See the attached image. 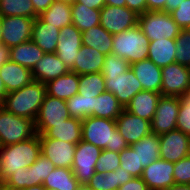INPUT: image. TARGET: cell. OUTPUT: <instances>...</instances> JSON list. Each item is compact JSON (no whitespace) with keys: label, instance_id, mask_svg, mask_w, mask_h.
Returning <instances> with one entry per match:
<instances>
[{"label":"cell","instance_id":"obj_1","mask_svg":"<svg viewBox=\"0 0 190 190\" xmlns=\"http://www.w3.org/2000/svg\"><path fill=\"white\" fill-rule=\"evenodd\" d=\"M41 155L39 134L16 144L0 146V181L30 167Z\"/></svg>","mask_w":190,"mask_h":190},{"label":"cell","instance_id":"obj_2","mask_svg":"<svg viewBox=\"0 0 190 190\" xmlns=\"http://www.w3.org/2000/svg\"><path fill=\"white\" fill-rule=\"evenodd\" d=\"M82 140L101 150L120 153L129 145L116 127V121L89 116L82 120Z\"/></svg>","mask_w":190,"mask_h":190},{"label":"cell","instance_id":"obj_3","mask_svg":"<svg viewBox=\"0 0 190 190\" xmlns=\"http://www.w3.org/2000/svg\"><path fill=\"white\" fill-rule=\"evenodd\" d=\"M46 95V85L33 80L23 88L7 93L2 107L10 113L35 122Z\"/></svg>","mask_w":190,"mask_h":190},{"label":"cell","instance_id":"obj_4","mask_svg":"<svg viewBox=\"0 0 190 190\" xmlns=\"http://www.w3.org/2000/svg\"><path fill=\"white\" fill-rule=\"evenodd\" d=\"M149 39L138 25L121 33L113 34L112 53L132 63L148 59Z\"/></svg>","mask_w":190,"mask_h":190},{"label":"cell","instance_id":"obj_5","mask_svg":"<svg viewBox=\"0 0 190 190\" xmlns=\"http://www.w3.org/2000/svg\"><path fill=\"white\" fill-rule=\"evenodd\" d=\"M137 25L149 41L176 39L181 31L171 15L165 11H146L138 15Z\"/></svg>","mask_w":190,"mask_h":190},{"label":"cell","instance_id":"obj_6","mask_svg":"<svg viewBox=\"0 0 190 190\" xmlns=\"http://www.w3.org/2000/svg\"><path fill=\"white\" fill-rule=\"evenodd\" d=\"M36 135L35 122L0 109V146L30 139Z\"/></svg>","mask_w":190,"mask_h":190},{"label":"cell","instance_id":"obj_7","mask_svg":"<svg viewBox=\"0 0 190 190\" xmlns=\"http://www.w3.org/2000/svg\"><path fill=\"white\" fill-rule=\"evenodd\" d=\"M180 102L181 97L168 95L160 96L156 112L150 122L151 132L162 135L169 131L176 130Z\"/></svg>","mask_w":190,"mask_h":190},{"label":"cell","instance_id":"obj_8","mask_svg":"<svg viewBox=\"0 0 190 190\" xmlns=\"http://www.w3.org/2000/svg\"><path fill=\"white\" fill-rule=\"evenodd\" d=\"M101 151L94 144L87 143L83 140L76 144L71 169L80 184H86L95 174V166Z\"/></svg>","mask_w":190,"mask_h":190},{"label":"cell","instance_id":"obj_9","mask_svg":"<svg viewBox=\"0 0 190 190\" xmlns=\"http://www.w3.org/2000/svg\"><path fill=\"white\" fill-rule=\"evenodd\" d=\"M70 117L66 100L46 95L35 120L36 134L43 135L52 124H59Z\"/></svg>","mask_w":190,"mask_h":190},{"label":"cell","instance_id":"obj_10","mask_svg":"<svg viewBox=\"0 0 190 190\" xmlns=\"http://www.w3.org/2000/svg\"><path fill=\"white\" fill-rule=\"evenodd\" d=\"M105 79V89L115 95L118 102L125 108L130 100L142 90V85L129 68L122 75H103Z\"/></svg>","mask_w":190,"mask_h":190},{"label":"cell","instance_id":"obj_11","mask_svg":"<svg viewBox=\"0 0 190 190\" xmlns=\"http://www.w3.org/2000/svg\"><path fill=\"white\" fill-rule=\"evenodd\" d=\"M161 95L184 97L190 87V67L179 63L161 67Z\"/></svg>","mask_w":190,"mask_h":190},{"label":"cell","instance_id":"obj_12","mask_svg":"<svg viewBox=\"0 0 190 190\" xmlns=\"http://www.w3.org/2000/svg\"><path fill=\"white\" fill-rule=\"evenodd\" d=\"M34 21L23 16L1 17L2 43L11 48L31 40Z\"/></svg>","mask_w":190,"mask_h":190},{"label":"cell","instance_id":"obj_13","mask_svg":"<svg viewBox=\"0 0 190 190\" xmlns=\"http://www.w3.org/2000/svg\"><path fill=\"white\" fill-rule=\"evenodd\" d=\"M100 25L112 35L137 25L138 15L128 7L105 5L100 9Z\"/></svg>","mask_w":190,"mask_h":190},{"label":"cell","instance_id":"obj_14","mask_svg":"<svg viewBox=\"0 0 190 190\" xmlns=\"http://www.w3.org/2000/svg\"><path fill=\"white\" fill-rule=\"evenodd\" d=\"M160 158L169 162H178L190 155V136L182 131L173 130L159 135Z\"/></svg>","mask_w":190,"mask_h":190},{"label":"cell","instance_id":"obj_15","mask_svg":"<svg viewBox=\"0 0 190 190\" xmlns=\"http://www.w3.org/2000/svg\"><path fill=\"white\" fill-rule=\"evenodd\" d=\"M81 46L82 32L75 25H66L60 29L55 53L69 70L74 67Z\"/></svg>","mask_w":190,"mask_h":190},{"label":"cell","instance_id":"obj_16","mask_svg":"<svg viewBox=\"0 0 190 190\" xmlns=\"http://www.w3.org/2000/svg\"><path fill=\"white\" fill-rule=\"evenodd\" d=\"M41 154L51 161L55 167L70 168L73 165L76 144L66 141L40 138Z\"/></svg>","mask_w":190,"mask_h":190},{"label":"cell","instance_id":"obj_17","mask_svg":"<svg viewBox=\"0 0 190 190\" xmlns=\"http://www.w3.org/2000/svg\"><path fill=\"white\" fill-rule=\"evenodd\" d=\"M115 121L117 130L129 146L137 143L143 136L151 132L150 121L133 115L125 109H123Z\"/></svg>","mask_w":190,"mask_h":190},{"label":"cell","instance_id":"obj_18","mask_svg":"<svg viewBox=\"0 0 190 190\" xmlns=\"http://www.w3.org/2000/svg\"><path fill=\"white\" fill-rule=\"evenodd\" d=\"M174 163L163 159L156 160L144 168L141 176L149 190H165L175 184Z\"/></svg>","mask_w":190,"mask_h":190},{"label":"cell","instance_id":"obj_19","mask_svg":"<svg viewBox=\"0 0 190 190\" xmlns=\"http://www.w3.org/2000/svg\"><path fill=\"white\" fill-rule=\"evenodd\" d=\"M56 53H45L31 70L33 80L44 84L69 72Z\"/></svg>","mask_w":190,"mask_h":190},{"label":"cell","instance_id":"obj_20","mask_svg":"<svg viewBox=\"0 0 190 190\" xmlns=\"http://www.w3.org/2000/svg\"><path fill=\"white\" fill-rule=\"evenodd\" d=\"M130 68L142 85V90L161 93L162 71L150 59L132 63Z\"/></svg>","mask_w":190,"mask_h":190},{"label":"cell","instance_id":"obj_21","mask_svg":"<svg viewBox=\"0 0 190 190\" xmlns=\"http://www.w3.org/2000/svg\"><path fill=\"white\" fill-rule=\"evenodd\" d=\"M0 77L7 93L23 88L33 81L31 70L9 60L0 67Z\"/></svg>","mask_w":190,"mask_h":190},{"label":"cell","instance_id":"obj_22","mask_svg":"<svg viewBox=\"0 0 190 190\" xmlns=\"http://www.w3.org/2000/svg\"><path fill=\"white\" fill-rule=\"evenodd\" d=\"M160 96L161 93L141 90L130 100L124 109L133 115L151 122Z\"/></svg>","mask_w":190,"mask_h":190},{"label":"cell","instance_id":"obj_23","mask_svg":"<svg viewBox=\"0 0 190 190\" xmlns=\"http://www.w3.org/2000/svg\"><path fill=\"white\" fill-rule=\"evenodd\" d=\"M39 138H52L66 141L71 144H77L82 140V120L69 117L64 122L52 124Z\"/></svg>","mask_w":190,"mask_h":190},{"label":"cell","instance_id":"obj_24","mask_svg":"<svg viewBox=\"0 0 190 190\" xmlns=\"http://www.w3.org/2000/svg\"><path fill=\"white\" fill-rule=\"evenodd\" d=\"M104 61V54L96 49L82 45L76 57L74 67L70 71L76 72L78 75L101 73Z\"/></svg>","mask_w":190,"mask_h":190},{"label":"cell","instance_id":"obj_25","mask_svg":"<svg viewBox=\"0 0 190 190\" xmlns=\"http://www.w3.org/2000/svg\"><path fill=\"white\" fill-rule=\"evenodd\" d=\"M79 78L76 72L69 71L58 78L47 82V95L68 100L79 92Z\"/></svg>","mask_w":190,"mask_h":190},{"label":"cell","instance_id":"obj_26","mask_svg":"<svg viewBox=\"0 0 190 190\" xmlns=\"http://www.w3.org/2000/svg\"><path fill=\"white\" fill-rule=\"evenodd\" d=\"M60 29L35 18L31 40L45 53H55Z\"/></svg>","mask_w":190,"mask_h":190},{"label":"cell","instance_id":"obj_27","mask_svg":"<svg viewBox=\"0 0 190 190\" xmlns=\"http://www.w3.org/2000/svg\"><path fill=\"white\" fill-rule=\"evenodd\" d=\"M176 39L150 41L148 59L156 66L164 67L176 62Z\"/></svg>","mask_w":190,"mask_h":190},{"label":"cell","instance_id":"obj_28","mask_svg":"<svg viewBox=\"0 0 190 190\" xmlns=\"http://www.w3.org/2000/svg\"><path fill=\"white\" fill-rule=\"evenodd\" d=\"M45 55L32 40L20 43L10 48V60L30 70Z\"/></svg>","mask_w":190,"mask_h":190},{"label":"cell","instance_id":"obj_29","mask_svg":"<svg viewBox=\"0 0 190 190\" xmlns=\"http://www.w3.org/2000/svg\"><path fill=\"white\" fill-rule=\"evenodd\" d=\"M82 45L96 49L106 56L112 53L113 35L99 24L82 33Z\"/></svg>","mask_w":190,"mask_h":190},{"label":"cell","instance_id":"obj_30","mask_svg":"<svg viewBox=\"0 0 190 190\" xmlns=\"http://www.w3.org/2000/svg\"><path fill=\"white\" fill-rule=\"evenodd\" d=\"M137 151V156L143 168L160 159L159 135L150 132L143 136L137 143L131 145Z\"/></svg>","mask_w":190,"mask_h":190},{"label":"cell","instance_id":"obj_31","mask_svg":"<svg viewBox=\"0 0 190 190\" xmlns=\"http://www.w3.org/2000/svg\"><path fill=\"white\" fill-rule=\"evenodd\" d=\"M43 22L58 29L72 24L71 4L55 0L51 6L38 16Z\"/></svg>","mask_w":190,"mask_h":190},{"label":"cell","instance_id":"obj_32","mask_svg":"<svg viewBox=\"0 0 190 190\" xmlns=\"http://www.w3.org/2000/svg\"><path fill=\"white\" fill-rule=\"evenodd\" d=\"M93 107L94 117L110 120H116L124 109L115 95L109 91H104L97 97H94Z\"/></svg>","mask_w":190,"mask_h":190},{"label":"cell","instance_id":"obj_33","mask_svg":"<svg viewBox=\"0 0 190 190\" xmlns=\"http://www.w3.org/2000/svg\"><path fill=\"white\" fill-rule=\"evenodd\" d=\"M72 24L82 33L100 24V10L88 8L76 1L71 4Z\"/></svg>","mask_w":190,"mask_h":190},{"label":"cell","instance_id":"obj_34","mask_svg":"<svg viewBox=\"0 0 190 190\" xmlns=\"http://www.w3.org/2000/svg\"><path fill=\"white\" fill-rule=\"evenodd\" d=\"M42 185L47 189L77 190L80 183L74 176L72 169L56 167L46 177Z\"/></svg>","mask_w":190,"mask_h":190},{"label":"cell","instance_id":"obj_35","mask_svg":"<svg viewBox=\"0 0 190 190\" xmlns=\"http://www.w3.org/2000/svg\"><path fill=\"white\" fill-rule=\"evenodd\" d=\"M0 16L38 17L31 0H0Z\"/></svg>","mask_w":190,"mask_h":190},{"label":"cell","instance_id":"obj_36","mask_svg":"<svg viewBox=\"0 0 190 190\" xmlns=\"http://www.w3.org/2000/svg\"><path fill=\"white\" fill-rule=\"evenodd\" d=\"M70 117L84 120L89 116H93V96H83L79 93L66 100Z\"/></svg>","mask_w":190,"mask_h":190},{"label":"cell","instance_id":"obj_37","mask_svg":"<svg viewBox=\"0 0 190 190\" xmlns=\"http://www.w3.org/2000/svg\"><path fill=\"white\" fill-rule=\"evenodd\" d=\"M106 91L105 79L102 73H91L80 75L79 94L83 96L97 97L100 93Z\"/></svg>","mask_w":190,"mask_h":190},{"label":"cell","instance_id":"obj_38","mask_svg":"<svg viewBox=\"0 0 190 190\" xmlns=\"http://www.w3.org/2000/svg\"><path fill=\"white\" fill-rule=\"evenodd\" d=\"M55 165L42 154L28 167L31 176V186L42 185L46 177L55 169Z\"/></svg>","mask_w":190,"mask_h":190},{"label":"cell","instance_id":"obj_39","mask_svg":"<svg viewBox=\"0 0 190 190\" xmlns=\"http://www.w3.org/2000/svg\"><path fill=\"white\" fill-rule=\"evenodd\" d=\"M120 167L128 171L133 177H141L143 174V166L135 151L131 146H128L119 153Z\"/></svg>","mask_w":190,"mask_h":190},{"label":"cell","instance_id":"obj_40","mask_svg":"<svg viewBox=\"0 0 190 190\" xmlns=\"http://www.w3.org/2000/svg\"><path fill=\"white\" fill-rule=\"evenodd\" d=\"M117 169L109 173L95 174L86 183L93 190H117L118 189Z\"/></svg>","mask_w":190,"mask_h":190},{"label":"cell","instance_id":"obj_41","mask_svg":"<svg viewBox=\"0 0 190 190\" xmlns=\"http://www.w3.org/2000/svg\"><path fill=\"white\" fill-rule=\"evenodd\" d=\"M176 45V63L190 67V29H181Z\"/></svg>","mask_w":190,"mask_h":190},{"label":"cell","instance_id":"obj_42","mask_svg":"<svg viewBox=\"0 0 190 190\" xmlns=\"http://www.w3.org/2000/svg\"><path fill=\"white\" fill-rule=\"evenodd\" d=\"M119 153L102 150L95 166V172L109 173L120 167Z\"/></svg>","mask_w":190,"mask_h":190},{"label":"cell","instance_id":"obj_43","mask_svg":"<svg viewBox=\"0 0 190 190\" xmlns=\"http://www.w3.org/2000/svg\"><path fill=\"white\" fill-rule=\"evenodd\" d=\"M130 68V64L116 54H108L105 56L104 65L102 67V75H122Z\"/></svg>","mask_w":190,"mask_h":190},{"label":"cell","instance_id":"obj_44","mask_svg":"<svg viewBox=\"0 0 190 190\" xmlns=\"http://www.w3.org/2000/svg\"><path fill=\"white\" fill-rule=\"evenodd\" d=\"M173 169L175 184H190V155L175 162Z\"/></svg>","mask_w":190,"mask_h":190},{"label":"cell","instance_id":"obj_45","mask_svg":"<svg viewBox=\"0 0 190 190\" xmlns=\"http://www.w3.org/2000/svg\"><path fill=\"white\" fill-rule=\"evenodd\" d=\"M181 29H190V0H185L179 7L169 13Z\"/></svg>","mask_w":190,"mask_h":190},{"label":"cell","instance_id":"obj_46","mask_svg":"<svg viewBox=\"0 0 190 190\" xmlns=\"http://www.w3.org/2000/svg\"><path fill=\"white\" fill-rule=\"evenodd\" d=\"M176 130L190 136V101L181 97Z\"/></svg>","mask_w":190,"mask_h":190},{"label":"cell","instance_id":"obj_47","mask_svg":"<svg viewBox=\"0 0 190 190\" xmlns=\"http://www.w3.org/2000/svg\"><path fill=\"white\" fill-rule=\"evenodd\" d=\"M4 182L12 187L23 190L31 186L30 171L28 168H22V170L11 174Z\"/></svg>","mask_w":190,"mask_h":190},{"label":"cell","instance_id":"obj_48","mask_svg":"<svg viewBox=\"0 0 190 190\" xmlns=\"http://www.w3.org/2000/svg\"><path fill=\"white\" fill-rule=\"evenodd\" d=\"M117 190H149V188L141 177H133L127 183L121 185Z\"/></svg>","mask_w":190,"mask_h":190},{"label":"cell","instance_id":"obj_49","mask_svg":"<svg viewBox=\"0 0 190 190\" xmlns=\"http://www.w3.org/2000/svg\"><path fill=\"white\" fill-rule=\"evenodd\" d=\"M126 7L134 11L137 15L144 14L147 11L146 0H125Z\"/></svg>","mask_w":190,"mask_h":190},{"label":"cell","instance_id":"obj_50","mask_svg":"<svg viewBox=\"0 0 190 190\" xmlns=\"http://www.w3.org/2000/svg\"><path fill=\"white\" fill-rule=\"evenodd\" d=\"M35 13L39 16L47 10L55 0H31Z\"/></svg>","mask_w":190,"mask_h":190},{"label":"cell","instance_id":"obj_51","mask_svg":"<svg viewBox=\"0 0 190 190\" xmlns=\"http://www.w3.org/2000/svg\"><path fill=\"white\" fill-rule=\"evenodd\" d=\"M147 11H165L166 12V0H146Z\"/></svg>","mask_w":190,"mask_h":190},{"label":"cell","instance_id":"obj_52","mask_svg":"<svg viewBox=\"0 0 190 190\" xmlns=\"http://www.w3.org/2000/svg\"><path fill=\"white\" fill-rule=\"evenodd\" d=\"M117 178H118V188L121 186V185H124L125 183H127L130 179L133 178V176L128 172L126 171L124 168H117Z\"/></svg>","mask_w":190,"mask_h":190},{"label":"cell","instance_id":"obj_53","mask_svg":"<svg viewBox=\"0 0 190 190\" xmlns=\"http://www.w3.org/2000/svg\"><path fill=\"white\" fill-rule=\"evenodd\" d=\"M88 8L100 10L105 6V0H77Z\"/></svg>","mask_w":190,"mask_h":190},{"label":"cell","instance_id":"obj_54","mask_svg":"<svg viewBox=\"0 0 190 190\" xmlns=\"http://www.w3.org/2000/svg\"><path fill=\"white\" fill-rule=\"evenodd\" d=\"M10 60V47L0 44V67Z\"/></svg>","mask_w":190,"mask_h":190},{"label":"cell","instance_id":"obj_55","mask_svg":"<svg viewBox=\"0 0 190 190\" xmlns=\"http://www.w3.org/2000/svg\"><path fill=\"white\" fill-rule=\"evenodd\" d=\"M183 1L185 0H166V12L170 13L171 11L177 9Z\"/></svg>","mask_w":190,"mask_h":190},{"label":"cell","instance_id":"obj_56","mask_svg":"<svg viewBox=\"0 0 190 190\" xmlns=\"http://www.w3.org/2000/svg\"><path fill=\"white\" fill-rule=\"evenodd\" d=\"M105 5L116 6V7H125V0H105Z\"/></svg>","mask_w":190,"mask_h":190},{"label":"cell","instance_id":"obj_57","mask_svg":"<svg viewBox=\"0 0 190 190\" xmlns=\"http://www.w3.org/2000/svg\"><path fill=\"white\" fill-rule=\"evenodd\" d=\"M165 190H190V184H173Z\"/></svg>","mask_w":190,"mask_h":190},{"label":"cell","instance_id":"obj_58","mask_svg":"<svg viewBox=\"0 0 190 190\" xmlns=\"http://www.w3.org/2000/svg\"><path fill=\"white\" fill-rule=\"evenodd\" d=\"M7 94L6 88L4 86V83L0 77V99L3 101L5 96Z\"/></svg>","mask_w":190,"mask_h":190},{"label":"cell","instance_id":"obj_59","mask_svg":"<svg viewBox=\"0 0 190 190\" xmlns=\"http://www.w3.org/2000/svg\"><path fill=\"white\" fill-rule=\"evenodd\" d=\"M0 190H21V189H17L15 187L8 185L4 181H0Z\"/></svg>","mask_w":190,"mask_h":190},{"label":"cell","instance_id":"obj_60","mask_svg":"<svg viewBox=\"0 0 190 190\" xmlns=\"http://www.w3.org/2000/svg\"><path fill=\"white\" fill-rule=\"evenodd\" d=\"M23 190H45V187L43 185H35V186L26 187Z\"/></svg>","mask_w":190,"mask_h":190},{"label":"cell","instance_id":"obj_61","mask_svg":"<svg viewBox=\"0 0 190 190\" xmlns=\"http://www.w3.org/2000/svg\"><path fill=\"white\" fill-rule=\"evenodd\" d=\"M77 190H93L87 184H80Z\"/></svg>","mask_w":190,"mask_h":190},{"label":"cell","instance_id":"obj_62","mask_svg":"<svg viewBox=\"0 0 190 190\" xmlns=\"http://www.w3.org/2000/svg\"><path fill=\"white\" fill-rule=\"evenodd\" d=\"M184 98H185L186 100L190 101V87L188 88V90H187V92H186Z\"/></svg>","mask_w":190,"mask_h":190},{"label":"cell","instance_id":"obj_63","mask_svg":"<svg viewBox=\"0 0 190 190\" xmlns=\"http://www.w3.org/2000/svg\"><path fill=\"white\" fill-rule=\"evenodd\" d=\"M0 44H2V23H1V16H0Z\"/></svg>","mask_w":190,"mask_h":190},{"label":"cell","instance_id":"obj_64","mask_svg":"<svg viewBox=\"0 0 190 190\" xmlns=\"http://www.w3.org/2000/svg\"><path fill=\"white\" fill-rule=\"evenodd\" d=\"M61 1H64V2H67V3L73 4V3H75L77 0H61Z\"/></svg>","mask_w":190,"mask_h":190},{"label":"cell","instance_id":"obj_65","mask_svg":"<svg viewBox=\"0 0 190 190\" xmlns=\"http://www.w3.org/2000/svg\"><path fill=\"white\" fill-rule=\"evenodd\" d=\"M2 108V100L0 99V109Z\"/></svg>","mask_w":190,"mask_h":190},{"label":"cell","instance_id":"obj_66","mask_svg":"<svg viewBox=\"0 0 190 190\" xmlns=\"http://www.w3.org/2000/svg\"><path fill=\"white\" fill-rule=\"evenodd\" d=\"M45 190H59V189H47V188H45Z\"/></svg>","mask_w":190,"mask_h":190}]
</instances>
